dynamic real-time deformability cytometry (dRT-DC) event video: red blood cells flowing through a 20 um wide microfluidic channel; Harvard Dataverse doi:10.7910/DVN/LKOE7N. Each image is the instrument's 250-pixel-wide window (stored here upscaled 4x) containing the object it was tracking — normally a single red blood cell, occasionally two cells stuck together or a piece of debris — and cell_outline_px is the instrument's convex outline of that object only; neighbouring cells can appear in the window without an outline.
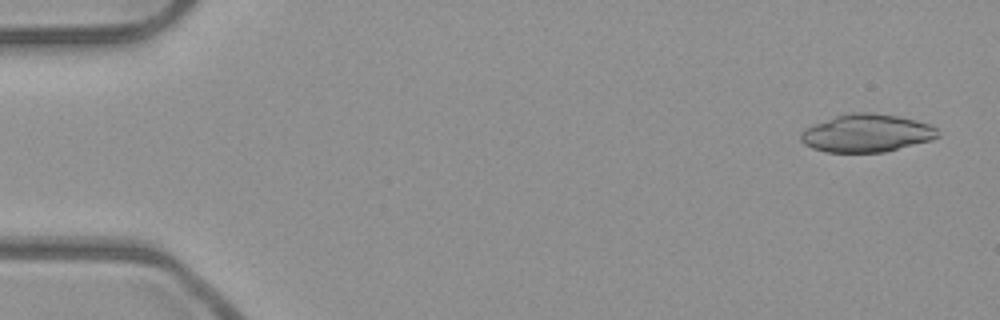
{"species": "common noctule bat (a hibernating species)", "species_latin": "Nyctalus noctula", "temperature_condition": "room temperature", "stored_images_in_passage": 52, "camera_frame_rate_fps": 3000, "um_per_image_px": 0.085, "animal": {"sex": "male", "body_mass_g": 23.1, "forearm_length_mm": 52.7}, "frame": {"image": 1, "passage_image": 3, "time_ms": 0.667, "image_size_px": [1000, 320], "cell_outline_px": [[940, 136], [932, 140], [884, 152], [824, 152], [812, 148], [804, 144], [800, 140], [800, 132], [816, 124], [836, 116], [852, 112], [872, 112], [896, 116], [916, 120], [928, 124], [936, 128]], "centroid_in_image_um": [73.68, 11.33], "position_along_channel_um": 11.3, "area_um2": 30.06}}